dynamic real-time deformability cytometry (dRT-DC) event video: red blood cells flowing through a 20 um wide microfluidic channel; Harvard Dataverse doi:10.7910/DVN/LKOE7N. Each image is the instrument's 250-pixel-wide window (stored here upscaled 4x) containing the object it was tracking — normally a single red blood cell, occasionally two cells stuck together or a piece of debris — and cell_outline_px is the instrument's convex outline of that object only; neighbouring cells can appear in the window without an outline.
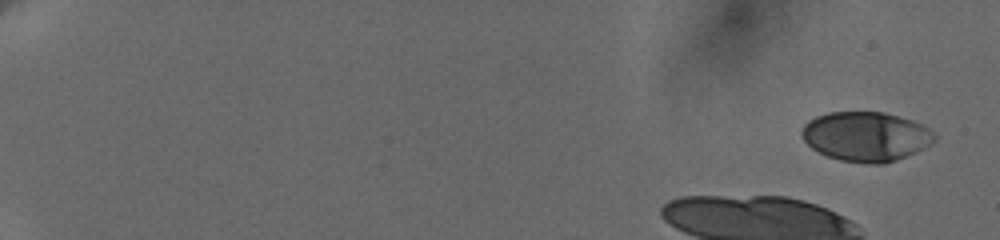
{"species": "human", "species_latin": "Homo sapiens", "temperature_condition": "cold", "stored_images_in_passage": 12, "camera_frame_rate_fps": 3000, "um_per_image_px": 0.085, "donor": {"sex": "female"}, "frame": {"image": 1, "passage_image": 1, "time_ms": 0.0, "image_size_px": [1000, 240], "cell_outline_px": [[936, 140], [924, 148], [916, 152], [896, 160], [884, 164], [868, 164], [840, 160], [828, 156], [812, 148], [800, 136], [800, 128], [808, 120], [816, 116], [828, 112], [884, 112], [912, 120], [928, 128], [936, 136]], "centroid_in_image_um": [73.58, 11.6], "position_along_channel_um": 11.4, "area_um2": 38.44}}
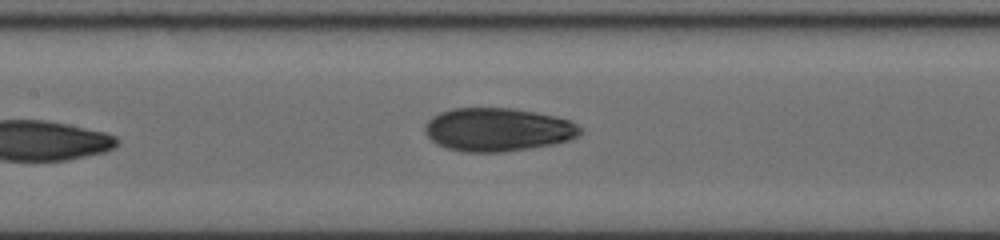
{"frame": {"image": 2, "passage_image": 12, "time_ms": 10.0, "image_size_px": [1000, 240], "cell_outline_px": [[580, 132], [576, 136], [568, 140], [552, 144], [528, 148], [500, 152], [460, 152], [436, 144], [424, 132], [424, 124], [432, 116], [440, 112], [452, 108], [512, 108], [536, 112], [556, 116], [568, 120], [576, 124], [580, 128]], "centroid_in_image_um": [42.25, 11.01], "position_along_channel_um": 165.2, "area_um2": 39.13}}